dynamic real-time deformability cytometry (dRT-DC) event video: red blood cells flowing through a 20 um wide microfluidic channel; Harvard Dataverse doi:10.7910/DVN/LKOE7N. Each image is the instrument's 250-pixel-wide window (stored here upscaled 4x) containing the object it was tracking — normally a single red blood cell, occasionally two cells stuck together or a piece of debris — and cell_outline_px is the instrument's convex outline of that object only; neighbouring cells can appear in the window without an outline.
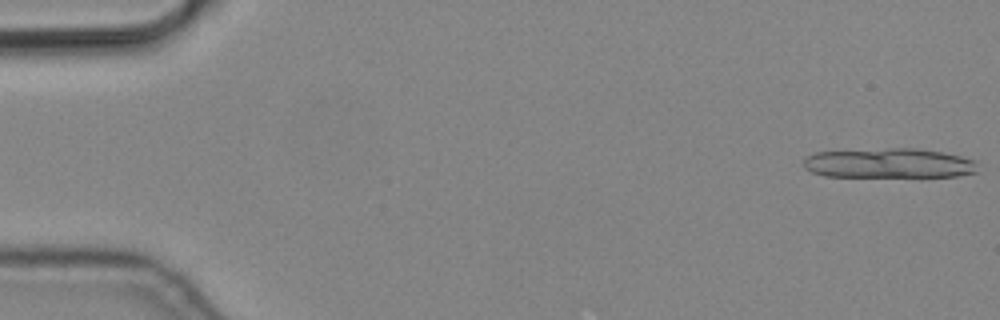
{"species": "common noctule bat (a hibernating species)", "species_latin": "Nyctalus noctula", "temperature_condition": "cold", "stored_images_in_passage": 7, "camera_frame_rate_fps": 3000, "um_per_image_px": 0.085, "animal": {"sex": "male", "body_mass_g": 19.2, "forearm_length_mm": 51.8}, "frame": {"image": 1, "passage_image": 1, "time_ms": 0.0, "image_size_px": [1000, 320], "cell_outline_px": [[976, 172], [956, 176], [920, 180], [824, 176], [812, 172], [804, 168], [804, 156], [816, 152], [888, 148], [916, 148], [940, 152], [960, 156], [976, 160]], "centroid_in_image_um": [75.58, 13.94], "position_along_channel_um": 9.4, "area_um2": 31.96}}
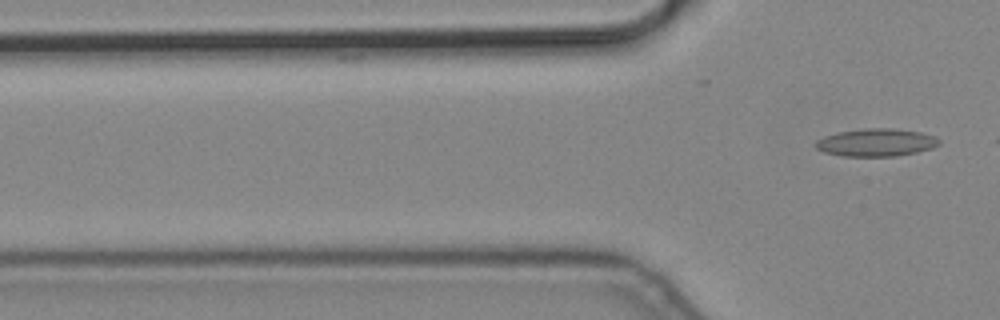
{"frame": {"image": 2, "passage_image": 7, "time_ms": 2.0, "image_size_px": [1000, 320], "cell_outline_px": [[940, 144], [932, 148], [916, 152], [896, 156], [840, 156], [824, 152], [816, 148], [812, 144], [816, 140], [824, 136], [840, 132], [864, 128], [892, 128], [920, 132], [932, 136], [940, 140]], "centroid_in_image_um": [74.43, 12.11], "position_along_channel_um": 51.4, "area_um2": 19.94}}